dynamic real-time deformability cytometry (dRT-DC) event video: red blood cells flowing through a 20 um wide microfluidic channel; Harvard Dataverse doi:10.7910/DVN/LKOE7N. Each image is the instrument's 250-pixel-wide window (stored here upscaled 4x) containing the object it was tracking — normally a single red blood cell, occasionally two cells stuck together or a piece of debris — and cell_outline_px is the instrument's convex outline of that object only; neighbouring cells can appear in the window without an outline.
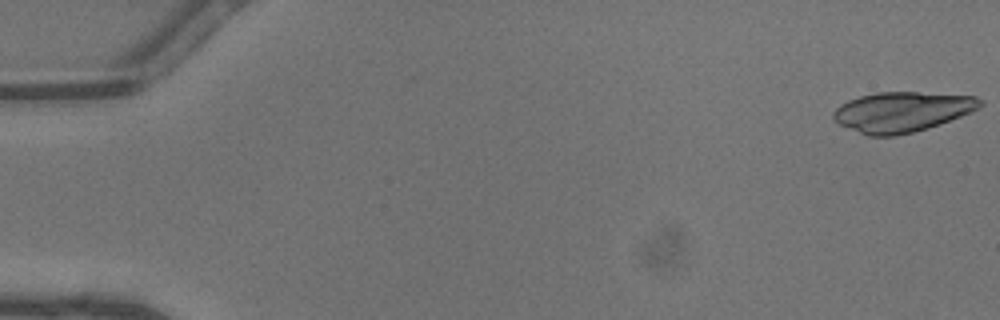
{"species": "common noctule bat (a hibernating species)", "species_latin": "Nyctalus noctula", "temperature_condition": "warm", "stored_images_in_passage": 22, "camera_frame_rate_fps": 3000, "um_per_image_px": 0.085, "animal": {"sex": "male", "body_mass_g": 13.3}, "frame": {"image": 1, "passage_image": 1, "time_ms": 0.0, "image_size_px": [1000, 320], "cell_outline_px": [[984, 104], [972, 112], [912, 132], [896, 136], [868, 136], [840, 124], [832, 116], [832, 112], [840, 104], [848, 100], [860, 96], [876, 92], [916, 92], [976, 96], [984, 100]], "centroid_in_image_um": [76.66, 9.49], "position_along_channel_um": 8.3, "area_um2": 33.99}}